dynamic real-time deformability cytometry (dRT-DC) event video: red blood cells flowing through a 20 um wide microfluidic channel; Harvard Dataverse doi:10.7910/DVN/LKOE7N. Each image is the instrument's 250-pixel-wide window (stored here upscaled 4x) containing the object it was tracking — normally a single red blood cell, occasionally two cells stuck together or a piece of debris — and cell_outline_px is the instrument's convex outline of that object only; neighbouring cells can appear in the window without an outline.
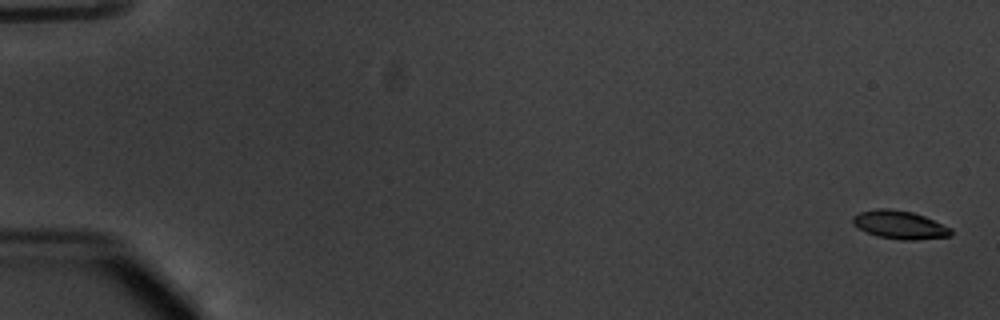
{"species": "common noctule bat (a hibernating species)", "species_latin": "Nyctalus noctula", "temperature_condition": "warm", "stored_images_in_passage": 54, "camera_frame_rate_fps": 3000, "um_per_image_px": 0.085, "animal": {"sex": "male", "body_mass_g": 20.1, "forearm_length_mm": 53.5}, "frame": {"image": 1, "passage_image": 1, "time_ms": 0.0, "image_size_px": [1000, 320], "cell_outline_px": [[952, 236], [912, 240], [904, 240], [880, 236], [868, 232], [852, 224], [852, 216], [860, 212], [876, 208], [892, 208], [912, 212], [924, 216], [952, 228]], "centroid_in_image_um": [76.49, 19.09], "position_along_channel_um": 8.5, "area_um2": 16.07}}
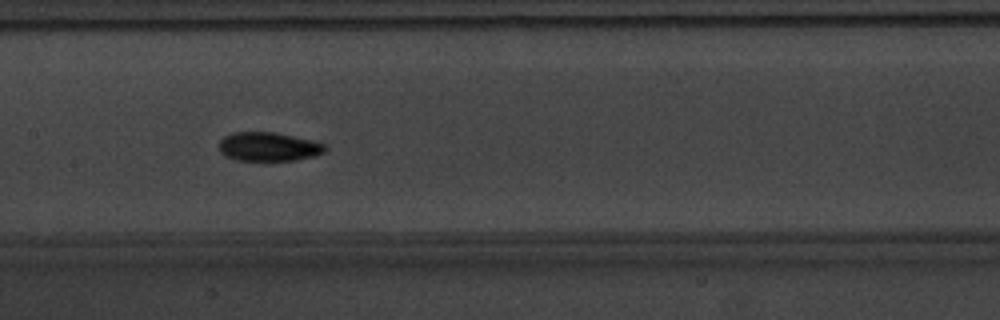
{"frame": {"image": 2, "passage_image": 28, "time_ms": 9.0, "image_size_px": [1000, 320], "cell_outline_px": [[328, 148], [324, 152], [312, 156], [296, 160], [236, 160], [224, 156], [220, 152], [220, 140], [224, 136], [232, 132], [272, 132], [312, 140], [324, 144]], "centroid_in_image_um": [22.8, 12.47], "position_along_channel_um": 184.6, "area_um2": 17.74}}
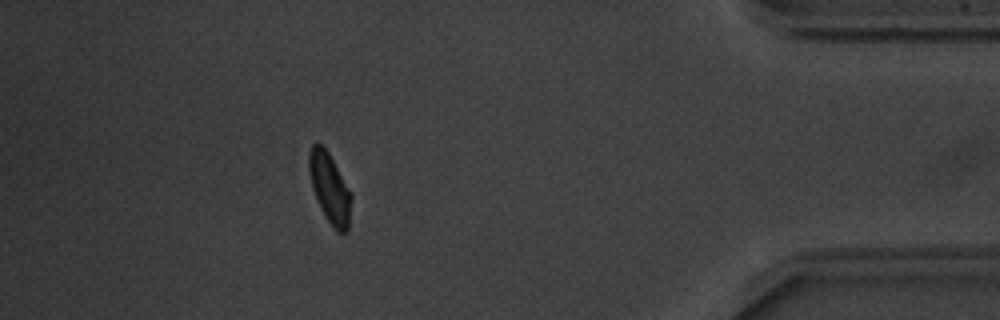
{"frame": {"image": 3, "passage_image": 49, "time_ms": 16.0, "image_size_px": [1000, 320], "cell_outline_px": [[352, 196], [348, 232], [336, 232], [320, 208], [312, 188], [308, 168], [308, 152], [312, 144], [320, 144], [328, 152], [352, 192]], "centroid_in_image_um": [28.03, 16.0], "position_along_channel_um": 407.2, "area_um2": 17.34}, "authors_computed_cell_mechanics": {"area_um2": 17.2822, "velocity_mm_per_s": 3.7862, "shape_relaxation_time_tau1_ms": 2.2473, "shape_relaxation_time_tau2_ms": 4.5294, "deformation_change_tau1": 0.1225, "deformation_change_tau2": 0.0837}}